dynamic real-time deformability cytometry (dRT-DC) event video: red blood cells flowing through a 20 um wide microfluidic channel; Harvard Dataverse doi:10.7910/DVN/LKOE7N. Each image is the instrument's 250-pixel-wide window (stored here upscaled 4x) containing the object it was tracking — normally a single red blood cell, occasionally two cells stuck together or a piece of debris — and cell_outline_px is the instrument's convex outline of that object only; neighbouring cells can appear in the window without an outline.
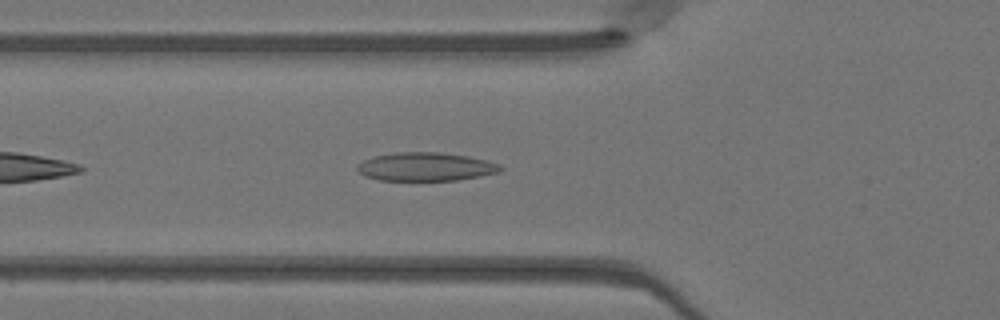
{"species": "Egyptian fruit bat (a non-hibernating species)", "species_latin": "Rousettus aegyptiacus", "temperature_condition": "warm", "stored_images_in_passage": 23, "camera_frame_rate_fps": 3000, "um_per_image_px": 0.085, "animal": {"sex": "female"}, "frame": {"image": 1, "passage_image": 5, "time_ms": 1.333, "image_size_px": [1000, 320], "cell_outline_px": [[504, 168], [500, 172], [480, 176], [456, 180], [380, 180], [364, 176], [356, 172], [356, 164], [372, 156], [396, 152], [440, 152], [468, 156], [488, 160], [500, 164]], "centroid_in_image_um": [36.16, 14.16], "position_along_channel_um": 89.6, "area_um2": 24.04}}
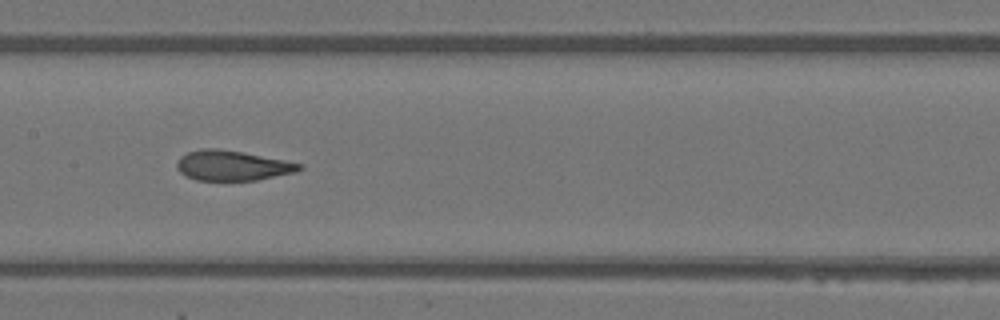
{"frame": {"image": 2, "passage_image": 12, "time_ms": 3.667, "image_size_px": [1000, 320], "cell_outline_px": [[304, 168], [296, 172], [256, 180], [196, 180], [184, 176], [176, 168], [176, 164], [180, 156], [188, 152], [200, 148], [216, 148], [240, 152], [284, 160], [304, 164]], "centroid_in_image_um": [19.72, 14.07], "position_along_channel_um": 187.7, "area_um2": 21.44}}
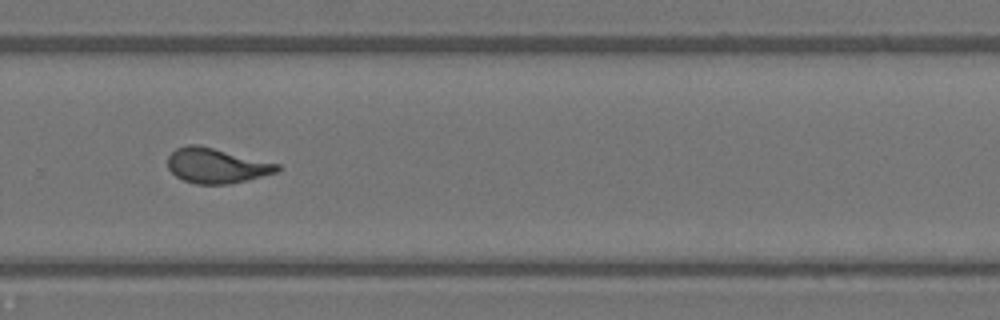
{"frame": {"image": 3, "passage_image": 21, "time_ms": 6.667, "image_size_px": [1000, 320], "cell_outline_px": [[280, 168], [276, 172], [248, 180], [228, 184], [196, 184], [184, 180], [176, 176], [168, 168], [168, 156], [176, 148], [188, 144], [196, 144], [280, 164]], "centroid_in_image_um": [18.38, 14.08], "position_along_channel_um": 311.4, "area_um2": 22.14}}